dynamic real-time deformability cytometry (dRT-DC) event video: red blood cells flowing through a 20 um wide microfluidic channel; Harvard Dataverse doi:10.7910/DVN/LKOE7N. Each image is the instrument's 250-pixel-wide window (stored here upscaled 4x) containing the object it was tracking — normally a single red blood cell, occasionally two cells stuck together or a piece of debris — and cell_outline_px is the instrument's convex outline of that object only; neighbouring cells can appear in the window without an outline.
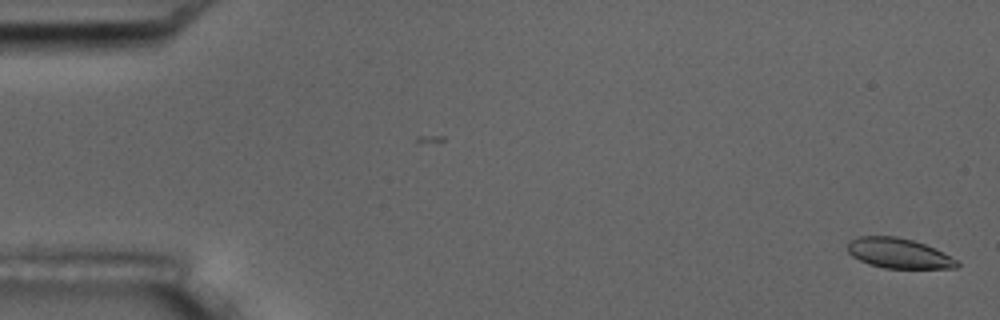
{"species": "common noctule bat (a hibernating species)", "species_latin": "Nyctalus noctula", "temperature_condition": "room temperature", "stored_images_in_passage": 2, "camera_frame_rate_fps": 3000, "um_per_image_px": 0.085, "animal": {"sex": "male", "body_mass_g": 17.5, "forearm_length_mm": 52.3}, "frame": {"image": 1, "passage_image": 2, "time_ms": 1.0, "image_size_px": [1000, 320], "cell_outline_px": [[960, 264], [956, 268], [884, 268], [868, 264], [852, 256], [848, 252], [848, 240], [860, 236], [896, 236], [912, 240], [924, 244], [956, 260]], "centroid_in_image_um": [76.32, 21.53], "position_along_channel_um": 8.7, "area_um2": 18.9}}